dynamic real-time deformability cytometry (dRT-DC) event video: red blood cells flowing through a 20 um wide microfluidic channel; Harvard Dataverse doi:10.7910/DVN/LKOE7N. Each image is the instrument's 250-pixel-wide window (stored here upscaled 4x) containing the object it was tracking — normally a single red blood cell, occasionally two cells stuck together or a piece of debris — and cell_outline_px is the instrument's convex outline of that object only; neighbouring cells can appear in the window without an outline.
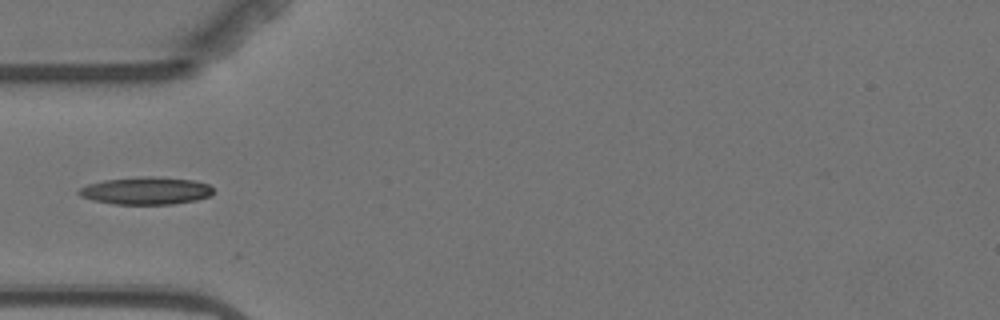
{"species": "Egyptian fruit bat (a non-hibernating species)", "species_latin": "Rousettus aegyptiacus", "temperature_condition": "warm", "stored_images_in_passage": 1, "camera_frame_rate_fps": 3000, "um_per_image_px": 0.085, "animal": {"sex": "female"}, "frame": {"image": 1, "passage_image": 1, "time_ms": 0.0, "image_size_px": [1000, 320], "cell_outline_px": [[212, 192], [208, 196], [196, 200], [172, 204], [112, 204], [92, 200], [80, 196], [76, 192], [80, 188], [88, 184], [104, 180], [148, 176], [152, 176], [196, 180], [208, 184], [212, 188]], "centroid_in_image_um": [12.38, 16.21], "position_along_channel_um": 72.6, "area_um2": 21.5}}